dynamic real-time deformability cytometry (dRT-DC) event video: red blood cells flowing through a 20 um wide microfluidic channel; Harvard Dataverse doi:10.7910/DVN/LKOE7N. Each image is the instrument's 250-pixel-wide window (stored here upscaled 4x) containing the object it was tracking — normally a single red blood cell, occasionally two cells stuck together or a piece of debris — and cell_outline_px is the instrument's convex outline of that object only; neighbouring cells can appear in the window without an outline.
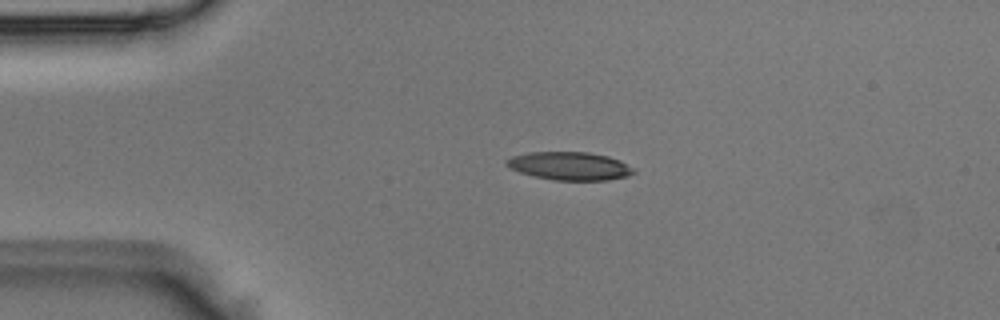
{"species": "Egyptian fruit bat (a non-hibernating species)", "species_latin": "Rousettus aegyptiacus", "temperature_condition": "room temperature", "stored_images_in_passage": 5, "camera_frame_rate_fps": 3000, "um_per_image_px": 0.085, "animal": {"sex": "male"}, "frame": {"image": 1, "passage_image": 3, "time_ms": 0.667, "image_size_px": [1000, 320], "cell_outline_px": [[636, 172], [628, 176], [608, 180], [556, 180], [532, 176], [520, 172], [504, 164], [504, 160], [512, 156], [528, 152], [588, 152], [608, 156], [620, 160], [632, 168]], "centroid_in_image_um": [48.4, 14.1], "position_along_channel_um": 36.6, "area_um2": 20.87}}
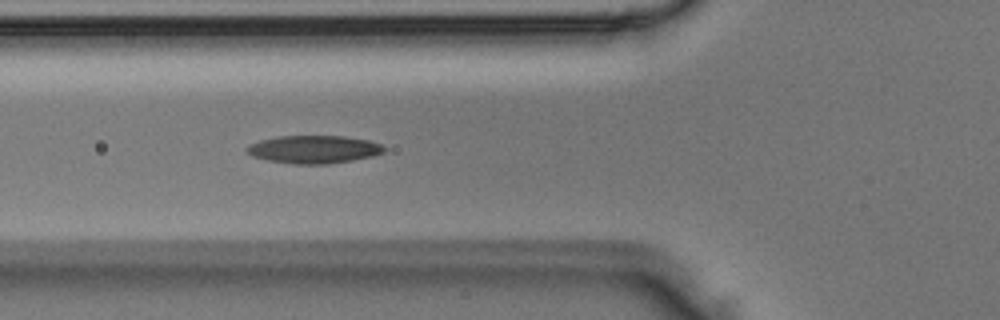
{"frame": {"image": 2, "passage_image": 5, "time_ms": 1.333, "image_size_px": [1000, 320], "cell_outline_px": [[388, 148], [384, 152], [372, 156], [352, 160], [328, 164], [292, 164], [268, 160], [252, 156], [244, 148], [260, 140], [280, 136], [344, 136], [368, 140], [380, 144]], "centroid_in_image_um": [26.7, 12.7], "position_along_channel_um": 99.1, "area_um2": 22.25}}